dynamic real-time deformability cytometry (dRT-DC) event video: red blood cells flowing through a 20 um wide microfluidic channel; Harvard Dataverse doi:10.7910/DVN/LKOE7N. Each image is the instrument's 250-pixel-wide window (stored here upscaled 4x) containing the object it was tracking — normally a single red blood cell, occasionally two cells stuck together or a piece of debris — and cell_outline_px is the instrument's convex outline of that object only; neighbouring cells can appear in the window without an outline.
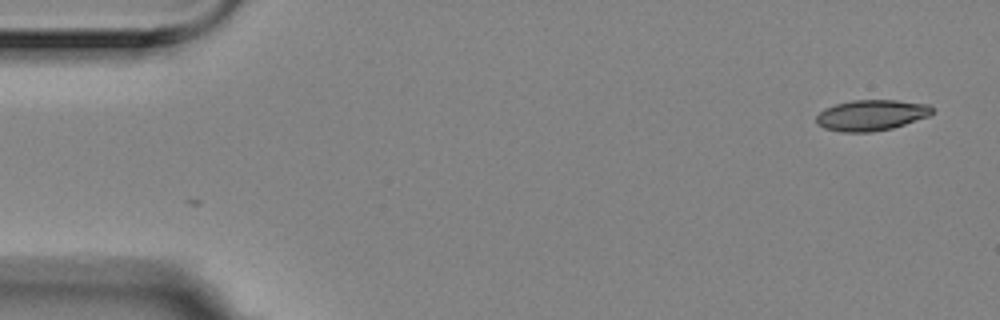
{"species": "Egyptian fruit bat (a non-hibernating species)", "species_latin": "Rousettus aegyptiacus", "temperature_condition": "room temperature", "stored_images_in_passage": 4, "camera_frame_rate_fps": 3000, "um_per_image_px": 0.085, "animal": {"sex": "female"}, "frame": {"image": 1, "passage_image": 1, "time_ms": 0.0, "image_size_px": [1000, 320], "cell_outline_px": [[932, 112], [928, 116], [892, 128], [872, 132], [840, 132], [824, 128], [816, 124], [816, 116], [824, 108], [836, 104], [852, 100], [896, 100], [928, 104], [932, 108]], "centroid_in_image_um": [74.01, 9.79], "position_along_channel_um": 11.0, "area_um2": 20.75}}